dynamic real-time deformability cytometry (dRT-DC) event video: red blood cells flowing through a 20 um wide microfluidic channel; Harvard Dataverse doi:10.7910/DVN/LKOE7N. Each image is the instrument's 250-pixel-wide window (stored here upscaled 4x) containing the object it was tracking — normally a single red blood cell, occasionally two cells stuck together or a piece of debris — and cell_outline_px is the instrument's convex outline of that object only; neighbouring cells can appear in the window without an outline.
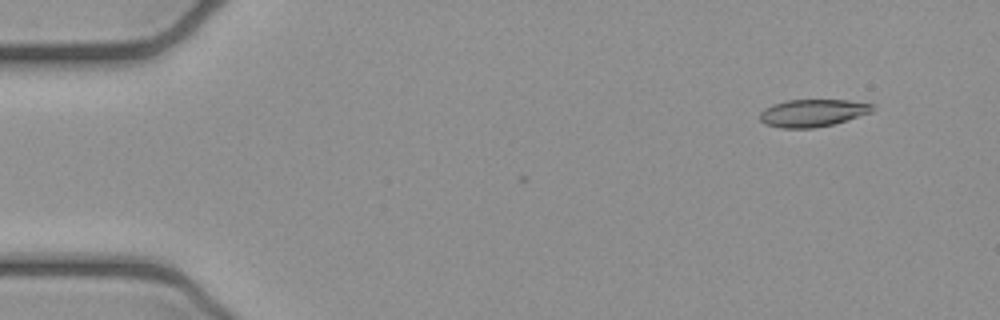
{"species": "common noctule bat (a hibernating species)", "species_latin": "Nyctalus noctula", "temperature_condition": "cold", "stored_images_in_passage": 2, "camera_frame_rate_fps": 3000, "um_per_image_px": 0.085, "animal": {"sex": "female", "body_mass_g": 21.9}, "frame": {"image": 1, "passage_image": 2, "time_ms": 0.333, "image_size_px": [1000, 320], "cell_outline_px": [[872, 112], [832, 124], [812, 128], [780, 128], [764, 124], [760, 120], [760, 112], [764, 108], [772, 104], [788, 100], [848, 100], [872, 104]], "centroid_in_image_um": [69.01, 9.6], "position_along_channel_um": 16.0, "area_um2": 17.86}}